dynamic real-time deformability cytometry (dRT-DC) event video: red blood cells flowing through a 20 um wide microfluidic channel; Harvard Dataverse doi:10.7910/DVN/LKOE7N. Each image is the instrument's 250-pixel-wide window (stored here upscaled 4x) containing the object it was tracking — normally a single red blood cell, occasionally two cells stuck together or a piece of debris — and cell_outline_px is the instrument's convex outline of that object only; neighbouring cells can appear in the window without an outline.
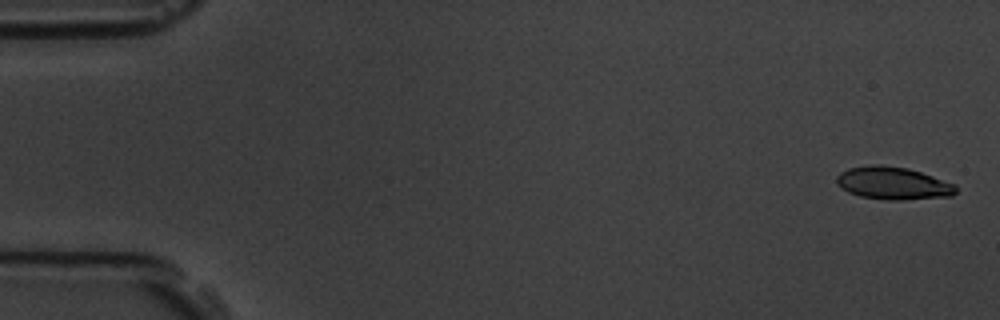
{"species": "common noctule bat (a hibernating species)", "species_latin": "Nyctalus noctula", "temperature_condition": "room temperature", "stored_images_in_passage": 5, "camera_frame_rate_fps": 3000, "um_per_image_px": 0.085, "animal": {"sex": "male", "body_mass_g": 19.5, "forearm_length_mm": 54.6}, "frame": {"image": 1, "passage_image": 1, "time_ms": 0.0, "image_size_px": [1000, 320], "cell_outline_px": [[956, 192], [952, 196], [904, 200], [888, 200], [860, 196], [848, 192], [836, 184], [836, 176], [840, 172], [848, 168], [872, 164], [880, 164], [908, 168], [956, 184]], "centroid_in_image_um": [75.89, 15.57], "position_along_channel_um": 9.1, "area_um2": 22.83}}
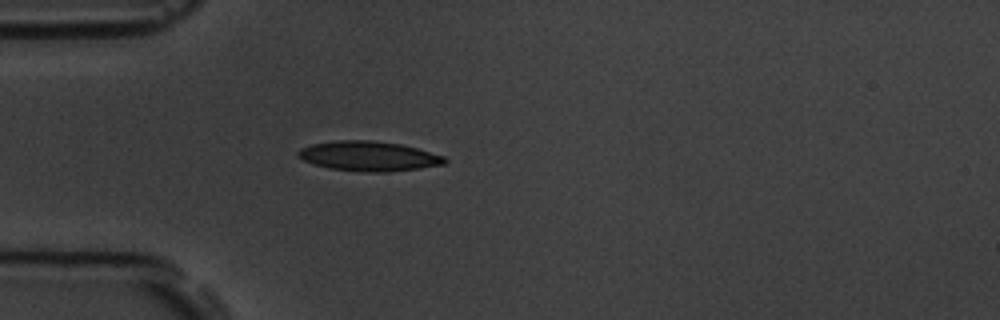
{"frame": {"image": 2, "passage_image": 5, "time_ms": 4.667, "image_size_px": [1000, 320], "cell_outline_px": [[448, 160], [444, 164], [388, 172], [368, 172], [328, 168], [304, 160], [296, 156], [296, 152], [300, 148], [312, 144], [336, 140], [372, 140], [400, 144], [416, 148], [444, 156]], "centroid_in_image_um": [31.31, 13.26], "position_along_channel_um": 53.7, "area_um2": 25.26}}